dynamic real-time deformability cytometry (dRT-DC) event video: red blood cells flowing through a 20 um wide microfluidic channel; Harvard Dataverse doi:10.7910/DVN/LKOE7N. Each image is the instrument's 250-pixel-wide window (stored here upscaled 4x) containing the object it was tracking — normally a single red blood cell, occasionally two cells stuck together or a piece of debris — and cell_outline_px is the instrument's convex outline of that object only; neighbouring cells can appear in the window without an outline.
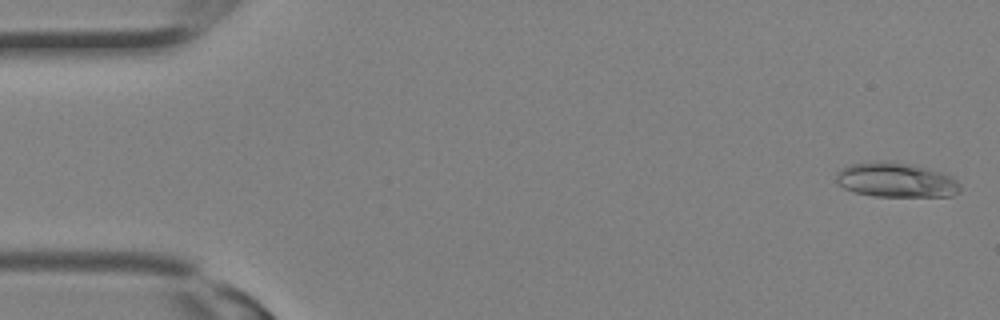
{"species": "Egyptian fruit bat (a non-hibernating species)", "species_latin": "Rousettus aegyptiacus", "temperature_condition": "room temperature", "stored_images_in_passage": 13, "camera_frame_rate_fps": 3000, "um_per_image_px": 0.085, "animal": {"sex": "female"}, "frame": {"image": 1, "passage_image": 1, "time_ms": 0.0, "image_size_px": [1000, 320], "cell_outline_px": [[960, 192], [952, 196], [872, 196], [852, 192], [844, 188], [836, 180], [836, 172], [840, 168], [852, 164], [872, 160], [888, 160], [928, 168], [952, 176], [960, 184]], "centroid_in_image_um": [76.13, 15.29], "position_along_channel_um": 8.9, "area_um2": 25.32}}
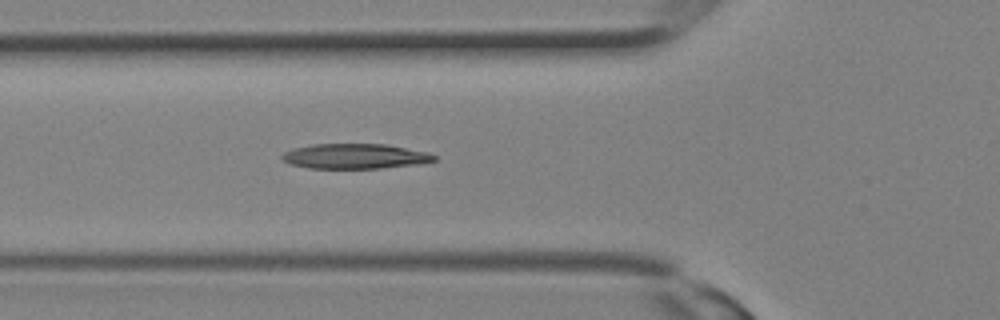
{"frame": {"image": 2, "passage_image": 11, "time_ms": 3.333, "image_size_px": [1000, 320], "cell_outline_px": [[436, 160], [424, 164], [380, 168], [308, 168], [288, 164], [280, 160], [280, 156], [284, 152], [292, 148], [312, 144], [384, 144], [428, 152], [436, 156]], "centroid_in_image_um": [30.14, 13.28], "position_along_channel_um": 95.7, "area_um2": 22.48}}
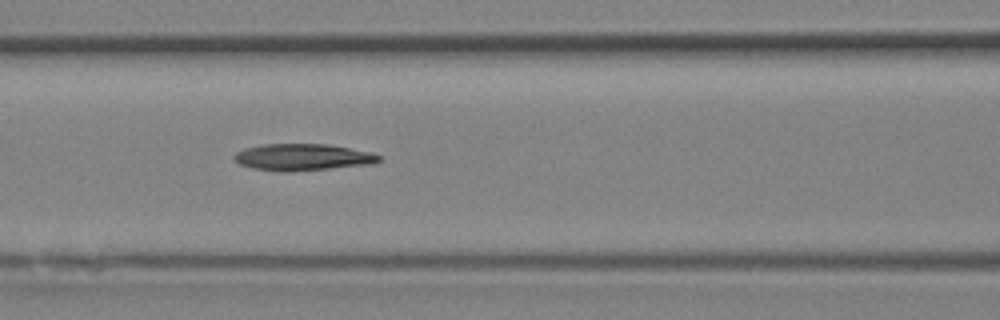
{"frame": {"image": 3, "passage_image": 13, "time_ms": 4.0, "image_size_px": [1000, 320], "cell_outline_px": [[380, 160], [376, 164], [328, 168], [252, 168], [240, 164], [232, 160], [232, 156], [236, 152], [244, 148], [260, 144], [328, 144], [372, 152], [380, 156]], "centroid_in_image_um": [25.76, 13.3], "position_along_channel_um": 140.8, "area_um2": 21.56}}